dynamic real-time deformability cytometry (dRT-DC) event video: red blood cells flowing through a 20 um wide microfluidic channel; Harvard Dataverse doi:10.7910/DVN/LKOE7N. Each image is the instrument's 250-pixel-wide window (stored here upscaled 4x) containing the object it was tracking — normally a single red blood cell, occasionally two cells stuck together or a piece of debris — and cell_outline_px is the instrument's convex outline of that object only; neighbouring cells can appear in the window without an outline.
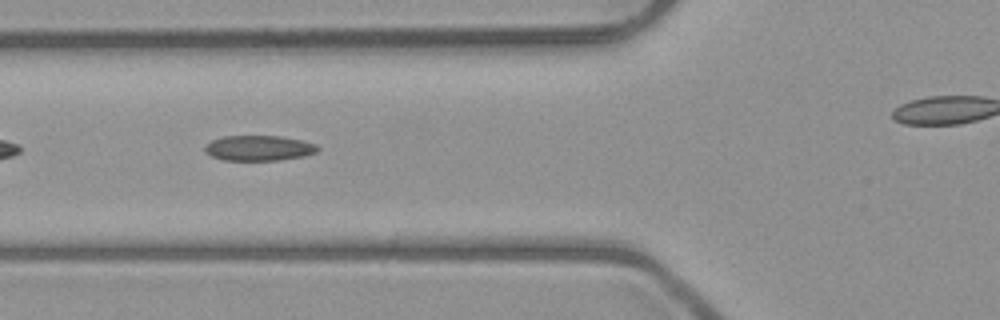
{"species": "common noctule bat (a hibernating species)", "species_latin": "Nyctalus noctula", "temperature_condition": "room temperature", "stored_images_in_passage": 7, "camera_frame_rate_fps": 3000, "um_per_image_px": 0.085, "animal": {"sex": "male", "body_mass_g": 23.1, "forearm_length_mm": 52.7}, "frame": {"image": 1, "passage_image": 4, "time_ms": 3.333, "image_size_px": [1000, 320], "cell_outline_px": [[320, 148], [316, 152], [304, 156], [280, 160], [224, 160], [212, 156], [204, 152], [204, 144], [212, 140], [224, 136], [280, 136], [300, 140], [316, 144]], "centroid_in_image_um": [21.98, 12.58], "position_along_channel_um": 103.8, "area_um2": 16.65}}
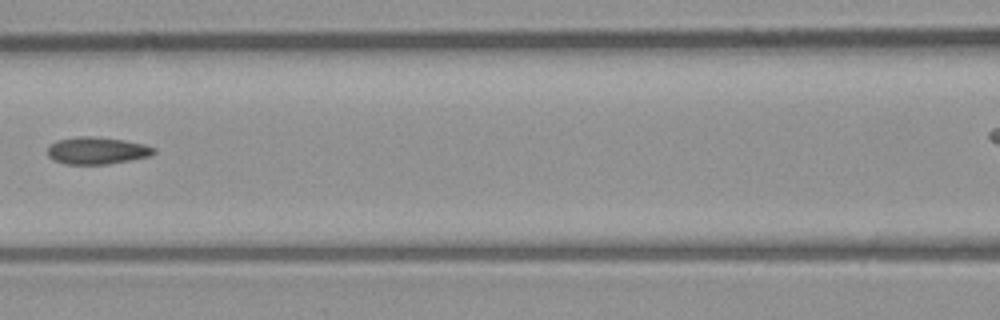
{"frame": {"image": 2, "passage_image": 5, "time_ms": 4.667, "image_size_px": [1000, 320], "cell_outline_px": [[156, 152], [148, 156], [108, 164], [64, 164], [52, 160], [48, 156], [48, 148], [56, 140], [80, 136], [88, 136], [124, 140], [144, 144], [156, 148]], "centroid_in_image_um": [8.22, 12.8], "position_along_channel_um": 158.4, "area_um2": 16.7}}
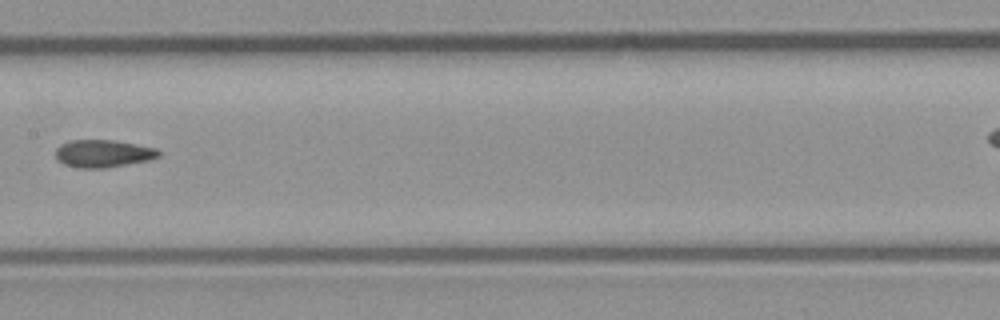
{"frame": {"image": 3, "passage_image": 6, "time_ms": 5.667, "image_size_px": [1000, 320], "cell_outline_px": [[160, 156], [148, 160], [104, 168], [80, 168], [64, 164], [56, 156], [56, 148], [60, 144], [68, 140], [112, 140], [136, 144], [156, 148], [160, 152]], "centroid_in_image_um": [8.75, 13.04], "position_along_channel_um": 198.6, "area_um2": 16.42}}